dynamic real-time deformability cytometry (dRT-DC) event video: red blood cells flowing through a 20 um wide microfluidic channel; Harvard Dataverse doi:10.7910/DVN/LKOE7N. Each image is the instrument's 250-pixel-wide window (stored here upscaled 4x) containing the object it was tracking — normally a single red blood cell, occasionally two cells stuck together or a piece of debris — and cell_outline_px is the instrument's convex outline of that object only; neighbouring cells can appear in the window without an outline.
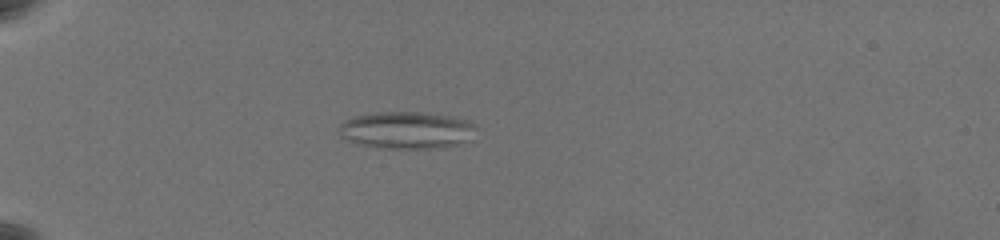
{"species": "common noctule bat (a hibernating species)", "species_latin": "Nyctalus noctula", "temperature_condition": "warm", "stored_images_in_passage": 63, "camera_frame_rate_fps": 3000, "um_per_image_px": 0.085, "animal": {"sex": "female", "body_mass_g": 19.5, "forearm_length_mm": 54.1}, "frame": {"image": 1, "passage_image": 22, "time_ms": 7.0, "image_size_px": [1000, 240], "cell_outline_px": [[476, 124], [472, 140], [456, 144], [436, 148], [376, 148], [356, 144], [340, 136], [340, 124], [344, 120], [356, 116], [376, 112], [420, 112], [452, 116], [468, 120]], "centroid_in_image_um": [34.57, 11.06], "position_along_channel_um": 50.4, "area_um2": 29.88}}
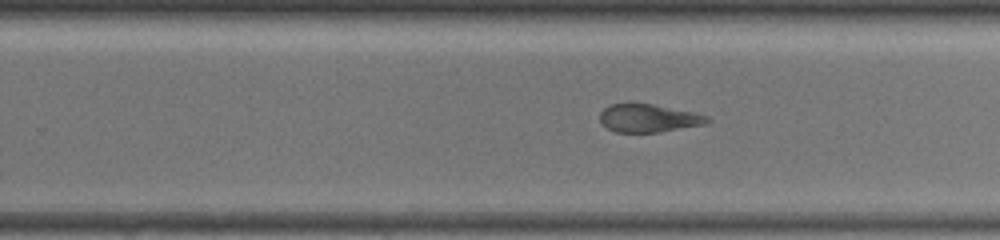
{"frame": {"image": 2, "passage_image": 44, "time_ms": 14.333, "image_size_px": [1000, 240], "cell_outline_px": [[712, 120], [708, 124], [660, 132], [616, 132], [608, 128], [600, 120], [600, 112], [604, 108], [612, 104], [652, 104], [692, 112], [708, 116]], "centroid_in_image_um": [55.17, 10.06], "position_along_channel_um": 274.6, "area_um2": 17.4}}
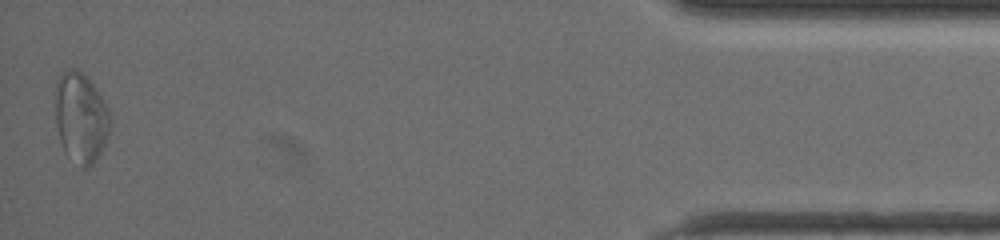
{"frame": {"image": 3, "passage_image": 63, "time_ms": 20.667, "image_size_px": [1000, 240], "cell_outline_px": [[112, 124], [108, 136], [100, 152], [92, 164], [84, 168], [64, 152], [60, 140], [56, 124], [56, 80], [68, 68], [72, 68], [80, 72], [92, 84], [104, 100], [108, 108], [112, 120]], "centroid_in_image_um": [6.88, 10.0], "position_along_channel_um": 428.3, "area_um2": 28.5}, "authors_computed_cell_mechanics": {"area_um2": 25.7788, "velocity_mm_per_s": 3.5461, "shape_relaxation_time_tau1_ms": null, "shape_relaxation_time_tau2_ms": 2.8304, "deformation_change_tau1": null, "deformation_change_tau2": 0.1171}}